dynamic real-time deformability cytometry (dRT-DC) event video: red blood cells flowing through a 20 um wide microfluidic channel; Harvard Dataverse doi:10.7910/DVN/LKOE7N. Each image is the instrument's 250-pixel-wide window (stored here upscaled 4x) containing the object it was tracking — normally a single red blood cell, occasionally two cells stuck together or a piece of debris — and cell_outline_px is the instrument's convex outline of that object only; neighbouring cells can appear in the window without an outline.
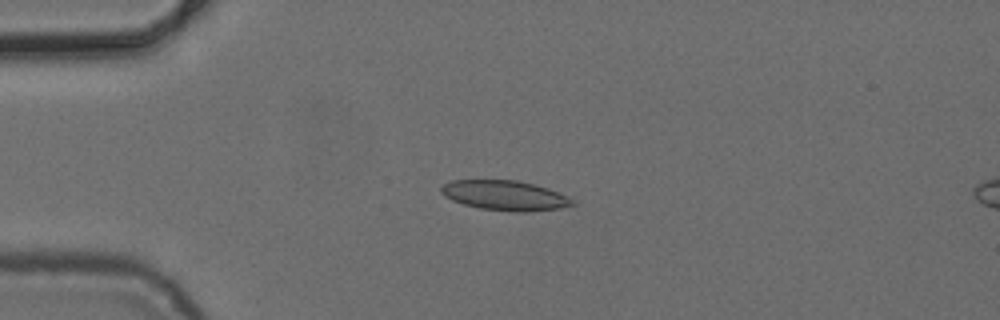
{"species": "common noctule bat (a hibernating species)", "species_latin": "Nyctalus noctula", "temperature_condition": "cold", "stored_images_in_passage": 3, "camera_frame_rate_fps": 3000, "um_per_image_px": 0.085, "animal": {"sex": "female", "body_mass_g": 24.6, "forearm_length_mm": 56.2}, "frame": {"image": 1, "passage_image": 3, "time_ms": 3.0, "image_size_px": [1000, 320], "cell_outline_px": [[576, 204], [560, 208], [524, 212], [480, 208], [464, 204], [452, 200], [444, 196], [440, 192], [440, 188], [444, 184], [452, 180], [516, 180], [548, 188], [576, 200]], "centroid_in_image_um": [42.92, 16.61], "position_along_channel_um": 42.1, "area_um2": 22.66}}